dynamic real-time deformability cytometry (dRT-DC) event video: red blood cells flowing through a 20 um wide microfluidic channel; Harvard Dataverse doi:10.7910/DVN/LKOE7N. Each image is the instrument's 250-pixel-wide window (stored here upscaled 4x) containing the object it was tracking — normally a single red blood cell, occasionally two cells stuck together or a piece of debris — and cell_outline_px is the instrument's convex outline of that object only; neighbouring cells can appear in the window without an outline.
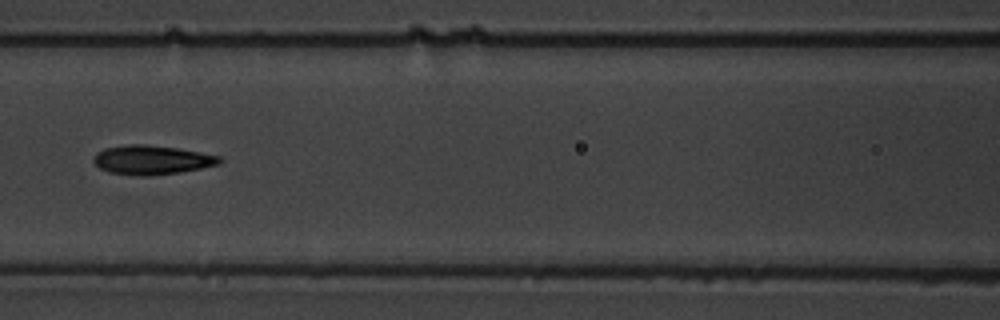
{"species": "common noctule bat (a hibernating species)", "species_latin": "Nyctalus noctula", "temperature_condition": "warm", "stored_images_in_passage": 17, "camera_frame_rate_fps": 3000, "um_per_image_px": 0.085, "animal": {"sex": "male", "body_mass_g": 19.5, "forearm_length_mm": 54.6}, "frame": {"image": 1, "passage_image": 8, "time_ms": 9.333, "image_size_px": [1000, 320], "cell_outline_px": [[224, 160], [220, 164], [180, 172], [148, 176], [140, 176], [108, 172], [100, 168], [92, 160], [96, 152], [104, 148], [128, 144], [144, 144], [176, 148], [224, 156]], "centroid_in_image_um": [12.92, 13.59], "position_along_channel_um": 153.7, "area_um2": 21.56}}
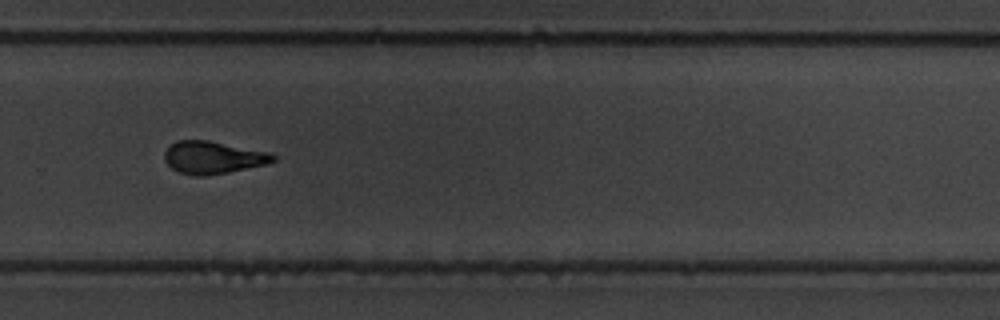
{"frame": {"image": 2, "passage_image": 12, "time_ms": 14.0, "image_size_px": [1000, 320], "cell_outline_px": [[276, 160], [264, 164], [228, 172], [200, 176], [196, 176], [180, 172], [172, 168], [164, 160], [164, 152], [176, 140], [208, 140], [268, 152], [276, 156]], "centroid_in_image_um": [18.07, 13.37], "position_along_channel_um": 311.7, "area_um2": 20.23}}
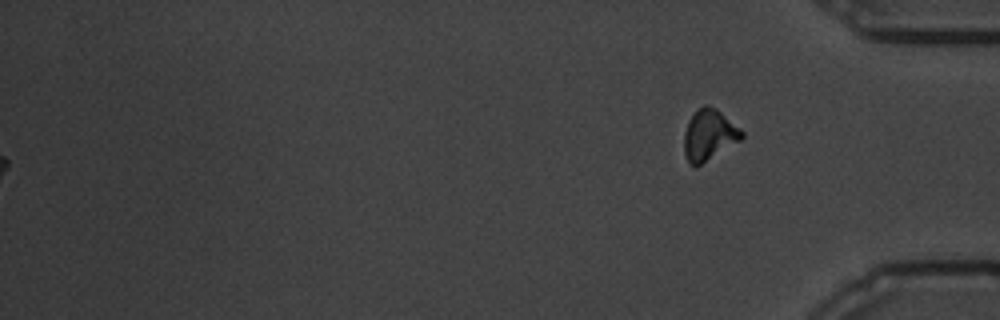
{"frame": {"image": 3, "passage_image": 17, "time_ms": 21.0, "image_size_px": [1000, 320], "cell_outline_px": [[744, 136], [740, 140], [696, 168], [688, 164], [684, 152], [684, 132], [688, 120], [704, 104], [708, 104], [716, 108], [740, 128], [744, 132]], "centroid_in_image_um": [60.25, 11.49], "position_along_channel_um": 374.9, "area_um2": 17.17}, "authors_computed_cell_mechanics": {"area_um2": 18.3804, "velocity_mm_per_s": 3.4083, "shape_relaxation_time_tau1_ms": 6.8874, "shape_relaxation_time_tau2_ms": 2.5095, "deformation_change_tau1": 0.2054, "deformation_change_tau2": 0.1035}}